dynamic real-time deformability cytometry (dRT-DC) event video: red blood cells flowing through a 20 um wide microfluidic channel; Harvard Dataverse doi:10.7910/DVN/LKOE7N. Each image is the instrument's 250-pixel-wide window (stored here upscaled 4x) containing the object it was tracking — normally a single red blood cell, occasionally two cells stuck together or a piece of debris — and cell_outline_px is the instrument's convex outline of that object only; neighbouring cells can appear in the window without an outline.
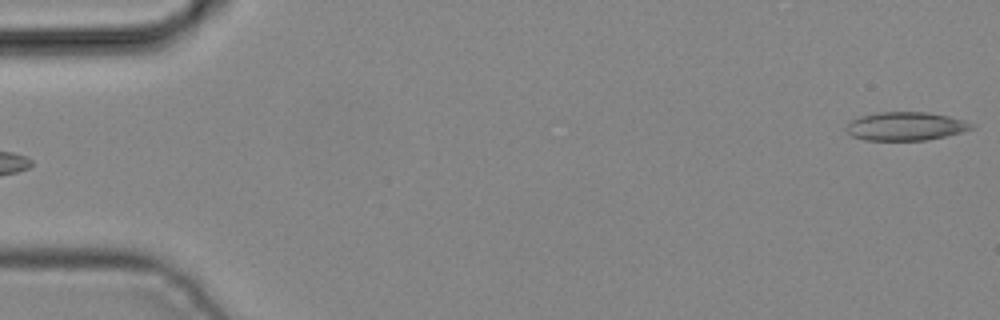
{"species": "common noctule bat (a hibernating species)", "species_latin": "Nyctalus noctula", "temperature_condition": "cold", "stored_images_in_passage": 2, "camera_frame_rate_fps": 3000, "um_per_image_px": 0.085, "animal": {"sex": "male", "body_mass_g": 19.2, "forearm_length_mm": 51.8}, "frame": {"image": 1, "passage_image": 2, "time_ms": 0.333, "image_size_px": [1000, 320], "cell_outline_px": [[976, 128], [928, 140], [864, 140], [852, 136], [844, 128], [852, 120], [860, 116], [880, 112], [928, 112], [948, 116], [964, 120], [976, 124]], "centroid_in_image_um": [77.0, 10.73], "position_along_channel_um": 8.0, "area_um2": 20.81}}